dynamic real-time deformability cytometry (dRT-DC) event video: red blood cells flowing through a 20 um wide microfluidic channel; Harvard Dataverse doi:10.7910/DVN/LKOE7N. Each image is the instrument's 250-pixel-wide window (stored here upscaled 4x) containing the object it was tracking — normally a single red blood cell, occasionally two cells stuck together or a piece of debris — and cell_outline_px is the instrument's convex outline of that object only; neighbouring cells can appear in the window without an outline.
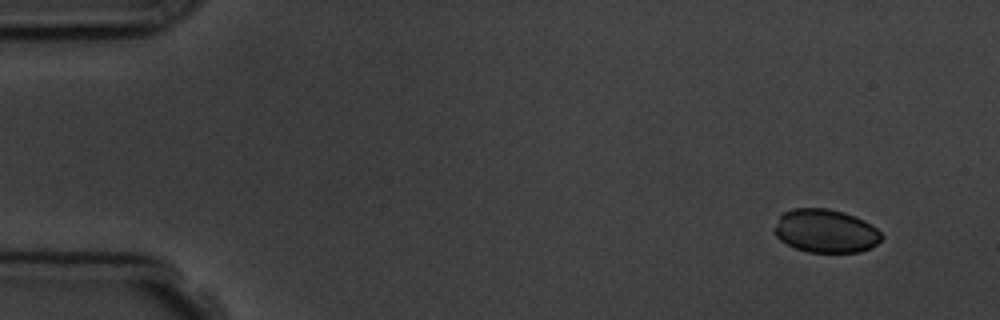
{"species": "common noctule bat (a hibernating species)", "species_latin": "Nyctalus noctula", "temperature_condition": "room temperature", "stored_images_in_passage": 9, "camera_frame_rate_fps": 3000, "um_per_image_px": 0.085, "animal": {"sex": "male", "body_mass_g": 19.5, "forearm_length_mm": 54.6}, "frame": {"image": 1, "passage_image": 1, "time_ms": 0.0, "image_size_px": [1000, 320], "cell_outline_px": [[884, 236], [876, 244], [860, 252], [808, 252], [796, 248], [780, 240], [776, 236], [776, 224], [780, 216], [784, 212], [792, 208], [828, 208], [844, 212], [864, 220], [876, 228]], "centroid_in_image_um": [70.19, 19.62], "position_along_channel_um": 14.8, "area_um2": 26.88}}
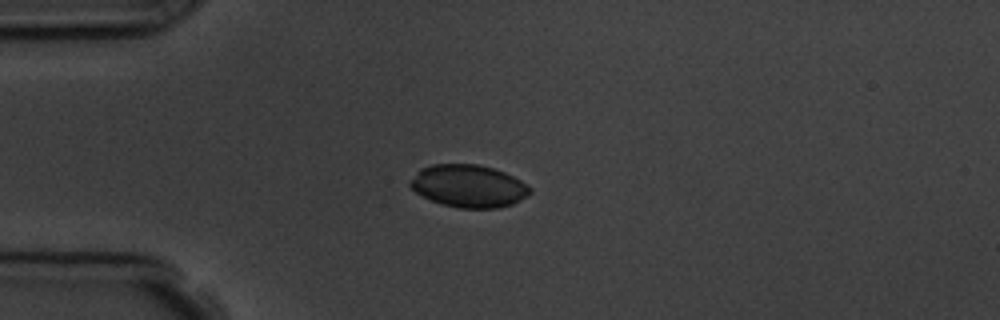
{"frame": {"image": 2, "passage_image": 4, "time_ms": 3.333, "image_size_px": [1000, 320], "cell_outline_px": [[532, 192], [528, 196], [512, 204], [496, 208], [460, 208], [444, 204], [432, 200], [416, 192], [408, 184], [408, 180], [420, 168], [432, 164], [480, 164], [504, 172], [528, 184], [532, 188]], "centroid_in_image_um": [39.83, 15.8], "position_along_channel_um": 45.2, "area_um2": 29.77}}